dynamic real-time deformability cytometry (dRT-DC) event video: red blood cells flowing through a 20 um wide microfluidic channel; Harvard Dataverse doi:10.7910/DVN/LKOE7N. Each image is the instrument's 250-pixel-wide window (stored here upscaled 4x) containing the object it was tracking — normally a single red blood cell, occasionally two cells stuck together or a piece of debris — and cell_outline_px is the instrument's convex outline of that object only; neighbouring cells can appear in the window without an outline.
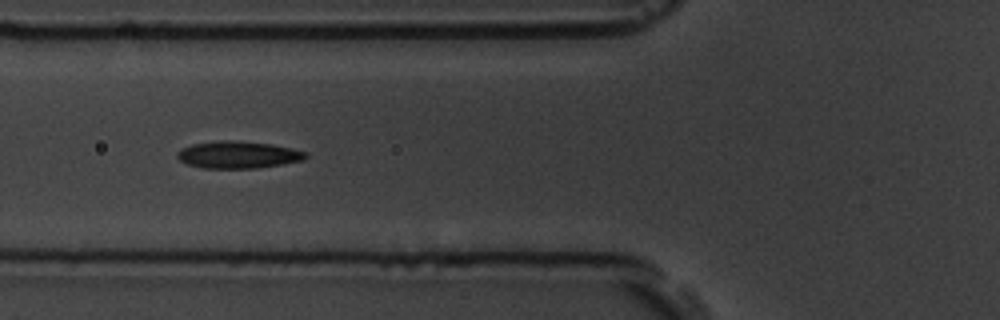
{"species": "common noctule bat (a hibernating species)", "species_latin": "Nyctalus noctula", "temperature_condition": "room temperature", "stored_images_in_passage": 9, "camera_frame_rate_fps": 3000, "um_per_image_px": 0.085, "animal": {"sex": "male", "body_mass_g": 19.5, "forearm_length_mm": 54.6}, "frame": {"image": 1, "passage_image": 4, "time_ms": 1.0, "image_size_px": [1000, 320], "cell_outline_px": [[308, 156], [304, 160], [256, 168], [204, 168], [188, 164], [180, 160], [176, 156], [176, 152], [180, 148], [192, 144], [220, 140], [232, 140], [272, 144], [292, 148], [308, 152]], "centroid_in_image_um": [20.23, 13.14], "position_along_channel_um": 105.6, "area_um2": 20.35}}
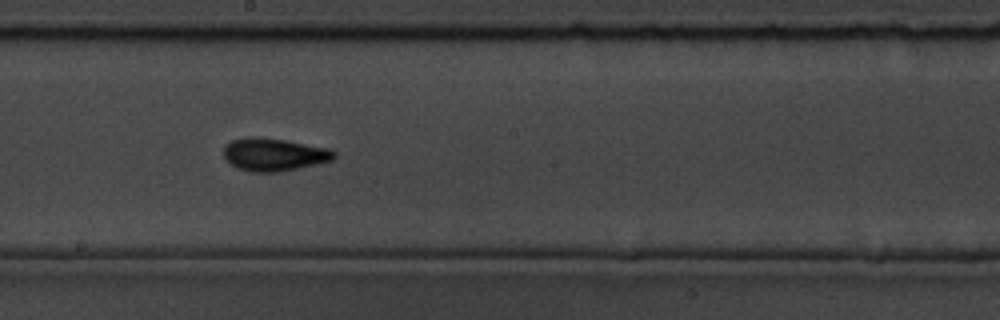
{"frame": {"image": 2, "passage_image": 7, "time_ms": 2.0, "image_size_px": [1000, 320], "cell_outline_px": [[336, 156], [332, 160], [316, 164], [280, 172], [248, 172], [228, 164], [224, 156], [224, 144], [232, 140], [248, 136], [284, 140], [328, 148], [336, 152]], "centroid_in_image_um": [23.24, 13.14], "position_along_channel_um": 225.0, "area_um2": 21.15}}
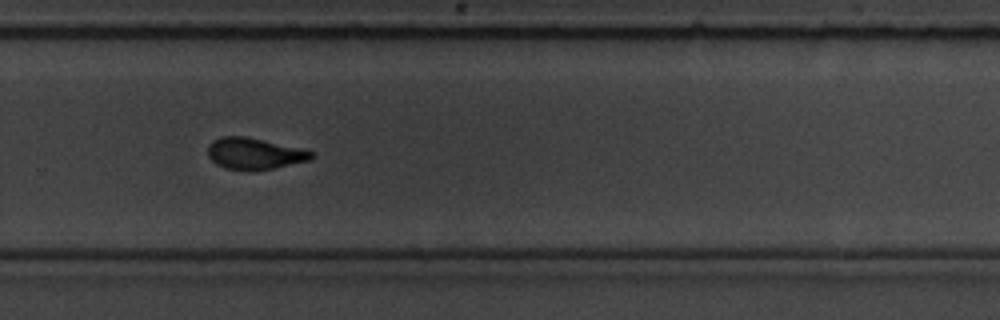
{"frame": {"image": 3, "passage_image": 9, "time_ms": 2.667, "image_size_px": [1000, 320], "cell_outline_px": [[316, 156], [308, 160], [272, 168], [252, 172], [248, 172], [224, 168], [216, 164], [208, 156], [208, 144], [212, 140], [220, 136], [244, 136], [300, 148], [312, 152]], "centroid_in_image_um": [21.56, 13.07], "position_along_channel_um": 308.2, "area_um2": 19.07}}